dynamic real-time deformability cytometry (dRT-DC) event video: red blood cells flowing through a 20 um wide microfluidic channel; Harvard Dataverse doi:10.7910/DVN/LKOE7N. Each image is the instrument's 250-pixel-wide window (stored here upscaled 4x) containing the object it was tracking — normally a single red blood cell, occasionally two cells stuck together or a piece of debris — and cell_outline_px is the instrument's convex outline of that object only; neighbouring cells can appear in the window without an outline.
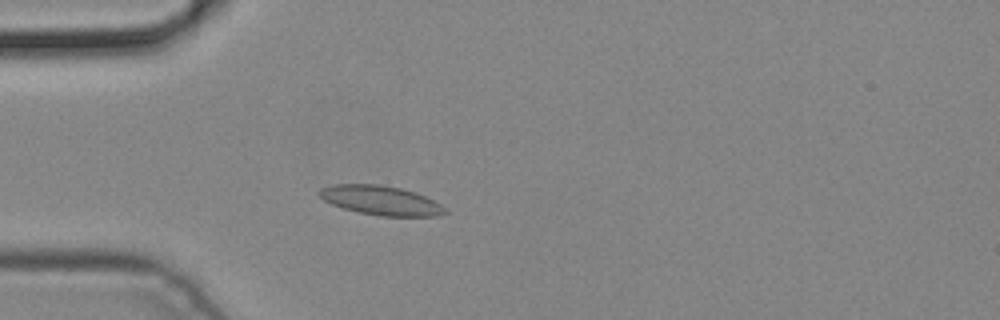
{"species": "common noctule bat (a hibernating species)", "species_latin": "Nyctalus noctula", "temperature_condition": "cold", "stored_images_in_passage": 3, "camera_frame_rate_fps": 3000, "um_per_image_px": 0.085, "animal": {"sex": "male", "body_mass_g": 19.2, "forearm_length_mm": 51.8}, "frame": {"image": 1, "passage_image": 3, "time_ms": 0.667, "image_size_px": [1000, 320], "cell_outline_px": [[448, 212], [436, 216], [380, 216], [360, 212], [344, 208], [332, 204], [324, 200], [316, 192], [320, 188], [332, 184], [380, 184], [400, 188], [416, 192], [440, 204]], "centroid_in_image_um": [32.34, 17.02], "position_along_channel_um": 52.7, "area_um2": 21.39}}